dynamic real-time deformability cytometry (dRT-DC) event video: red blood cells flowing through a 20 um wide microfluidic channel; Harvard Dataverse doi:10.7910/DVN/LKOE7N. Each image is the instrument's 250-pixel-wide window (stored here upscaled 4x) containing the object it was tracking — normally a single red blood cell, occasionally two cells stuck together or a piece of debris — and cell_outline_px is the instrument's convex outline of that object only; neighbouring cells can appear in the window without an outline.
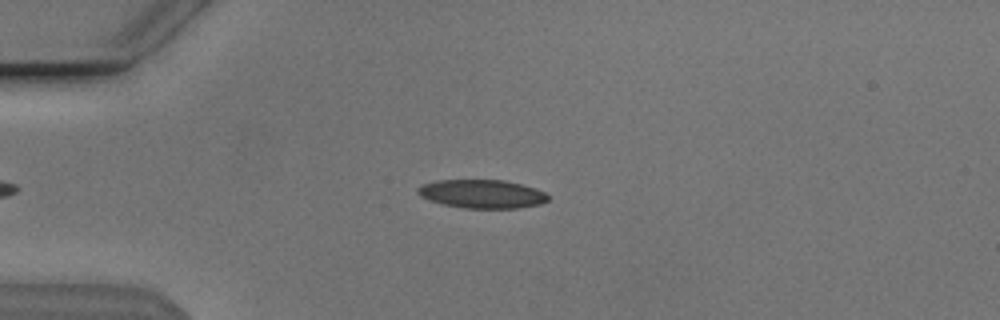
{"species": "Egyptian fruit bat (a non-hibernating species)", "species_latin": "Rousettus aegyptiacus", "temperature_condition": "cold", "stored_images_in_passage": 42, "camera_frame_rate_fps": 3000, "um_per_image_px": 0.085, "animal": {"sex": "male"}, "frame": {"image": 1, "passage_image": 3, "time_ms": 0.667, "image_size_px": [1000, 320], "cell_outline_px": [[548, 200], [540, 204], [516, 208], [464, 208], [444, 204], [428, 200], [420, 196], [416, 192], [416, 188], [424, 184], [436, 180], [504, 180], [536, 188], [544, 192], [548, 196]], "centroid_in_image_um": [40.94, 16.48], "position_along_channel_um": 44.1, "area_um2": 21.62}}
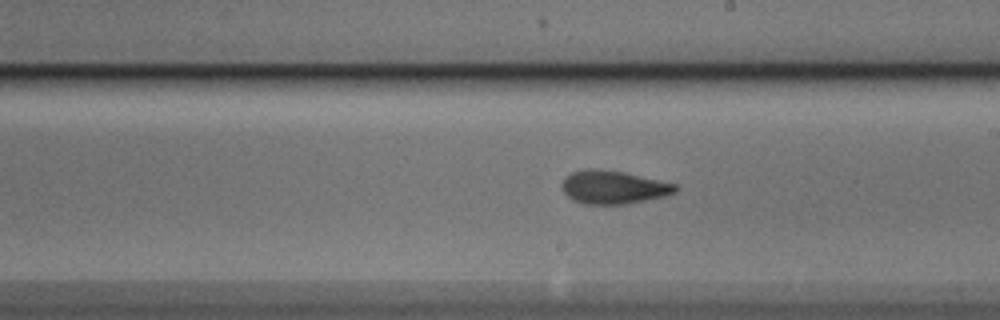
{"frame": {"image": 2, "passage_image": 20, "time_ms": 6.333, "image_size_px": [1000, 320], "cell_outline_px": [[676, 192], [664, 196], [624, 204], [584, 204], [572, 200], [564, 192], [564, 180], [572, 172], [624, 172], [676, 184]], "centroid_in_image_um": [52.2, 15.97], "position_along_channel_um": 236.8, "area_um2": 20.75}}
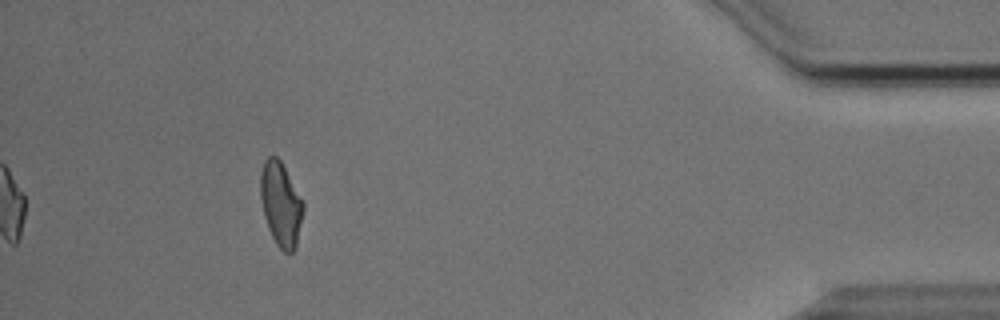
{"frame": {"image": 3, "passage_image": 38, "time_ms": 12.333, "image_size_px": [1000, 320], "cell_outline_px": [[304, 208], [296, 248], [292, 252], [284, 252], [276, 244], [268, 228], [264, 216], [260, 196], [260, 176], [264, 160], [268, 156], [276, 156], [280, 160], [304, 200]], "centroid_in_image_um": [23.88, 17.34], "position_along_channel_um": 411.3, "area_um2": 21.1}, "authors_computed_cell_mechanics": {"area_um2": 21.4727, "velocity_mm_per_s": 3.8462, "shape_relaxation_time_tau1_ms": 3.1089, "shape_relaxation_time_tau2_ms": 1.3934, "deformation_change_tau1": 0.1238, "deformation_change_tau2": 0.0714}}